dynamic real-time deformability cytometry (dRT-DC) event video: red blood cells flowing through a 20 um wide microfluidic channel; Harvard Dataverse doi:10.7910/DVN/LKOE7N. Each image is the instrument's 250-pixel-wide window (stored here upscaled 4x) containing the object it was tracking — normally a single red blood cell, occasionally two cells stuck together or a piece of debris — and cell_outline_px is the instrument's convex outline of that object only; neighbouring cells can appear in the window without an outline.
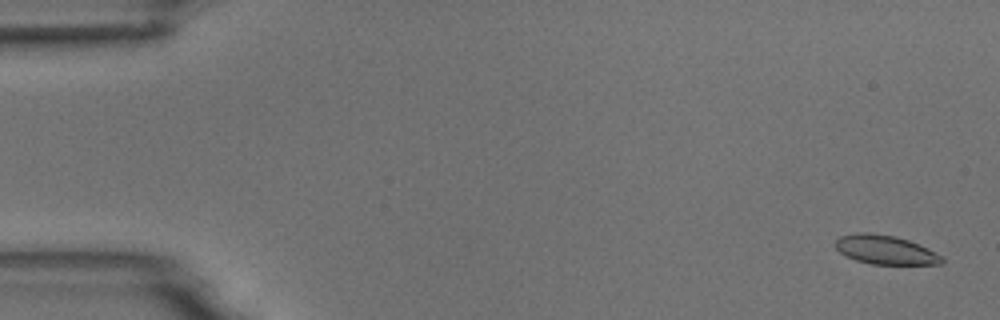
{"species": "common noctule bat (a hibernating species)", "species_latin": "Nyctalus noctula", "temperature_condition": "room temperature", "stored_images_in_passage": 5, "camera_frame_rate_fps": 3000, "um_per_image_px": 0.085, "animal": {"sex": "male", "body_mass_g": 18.8}, "frame": {"image": 1, "passage_image": 1, "time_ms": 0.0, "image_size_px": [1000, 320], "cell_outline_px": [[944, 264], [872, 264], [856, 260], [844, 256], [836, 248], [836, 240], [840, 236], [856, 232], [872, 232], [896, 236], [908, 240], [928, 248], [944, 256]], "centroid_in_image_um": [75.27, 21.22], "position_along_channel_um": 9.7, "area_um2": 18.21}}
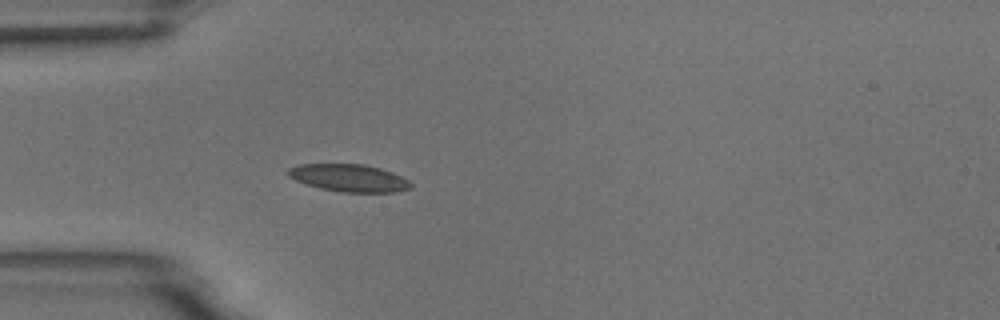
{"frame": {"image": 2, "passage_image": 5, "time_ms": 4.667, "image_size_px": [1000, 320], "cell_outline_px": [[412, 188], [396, 192], [344, 192], [320, 188], [296, 180], [288, 176], [284, 172], [288, 168], [300, 164], [364, 164], [380, 168], [392, 172], [408, 180], [412, 184]], "centroid_in_image_um": [29.66, 15.12], "position_along_channel_um": 55.3, "area_um2": 19.59}}